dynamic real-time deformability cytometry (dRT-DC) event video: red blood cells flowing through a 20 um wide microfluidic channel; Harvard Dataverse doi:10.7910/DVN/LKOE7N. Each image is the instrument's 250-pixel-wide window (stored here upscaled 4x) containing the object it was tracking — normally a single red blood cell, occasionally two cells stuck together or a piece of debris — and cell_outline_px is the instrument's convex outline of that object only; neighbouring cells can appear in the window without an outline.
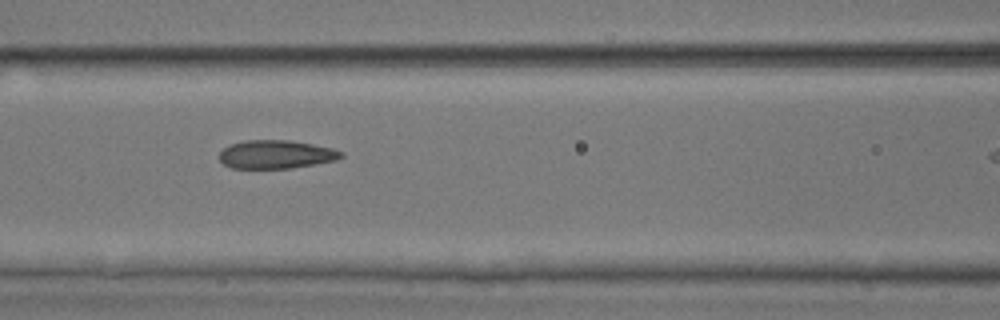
{"species": "common noctule bat (a hibernating species)", "species_latin": "Nyctalus noctula", "temperature_condition": "room temperature", "stored_images_in_passage": 6, "camera_frame_rate_fps": 3000, "um_per_image_px": 0.085, "animal": {"sex": "male", "body_mass_g": 17.9, "forearm_length_mm": 54.2}, "frame": {"image": 1, "passage_image": 4, "time_ms": 3.667, "image_size_px": [1000, 320], "cell_outline_px": [[344, 156], [336, 160], [292, 168], [232, 168], [224, 164], [220, 160], [220, 152], [228, 144], [244, 140], [288, 140], [312, 144], [332, 148], [344, 152]], "centroid_in_image_um": [23.46, 13.12], "position_along_channel_um": 143.1, "area_um2": 20.17}}